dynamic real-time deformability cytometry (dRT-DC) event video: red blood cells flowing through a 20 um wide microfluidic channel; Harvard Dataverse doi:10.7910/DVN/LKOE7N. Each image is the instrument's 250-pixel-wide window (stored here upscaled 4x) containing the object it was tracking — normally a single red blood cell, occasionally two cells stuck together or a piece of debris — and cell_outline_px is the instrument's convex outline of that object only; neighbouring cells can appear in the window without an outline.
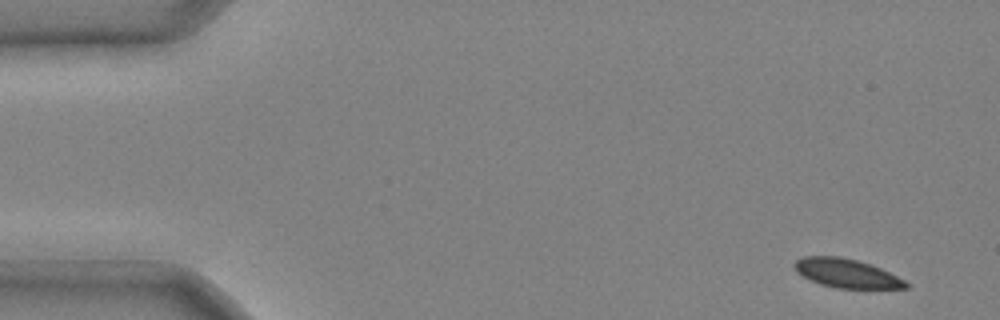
{"species": "common noctule bat (a hibernating species)", "species_latin": "Nyctalus noctula", "temperature_condition": "cold", "stored_images_in_passage": 4, "camera_frame_rate_fps": 3000, "um_per_image_px": 0.085, "animal": {"sex": "male", "body_mass_g": 20.4}, "frame": {"image": 1, "passage_image": 1, "time_ms": 0.0, "image_size_px": [1000, 320], "cell_outline_px": [[908, 288], [836, 288], [820, 284], [796, 272], [792, 264], [796, 260], [804, 256], [840, 256], [856, 260], [880, 268], [904, 280], [908, 284]], "centroid_in_image_um": [71.91, 23.22], "position_along_channel_um": 13.1, "area_um2": 18.5}}
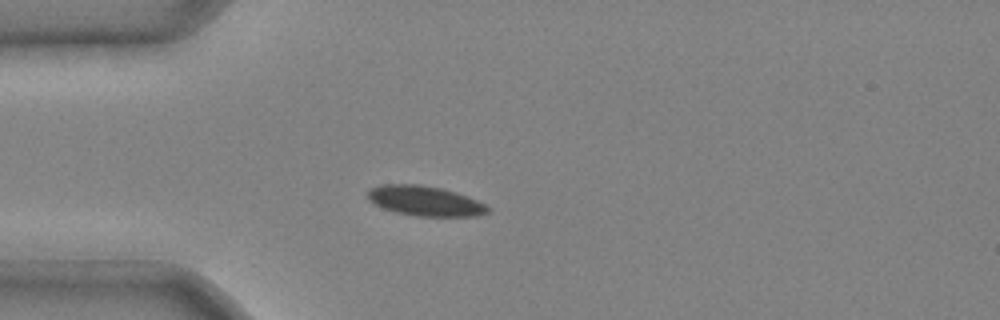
{"frame": {"image": 2, "passage_image": 4, "time_ms": 1.0, "image_size_px": [1000, 320], "cell_outline_px": [[492, 208], [488, 212], [476, 216], [416, 216], [396, 212], [384, 208], [368, 200], [368, 192], [372, 188], [380, 184], [420, 184], [440, 188], [456, 192], [468, 196]], "centroid_in_image_um": [36.14, 17.07], "position_along_channel_um": 48.9, "area_um2": 20.87}}